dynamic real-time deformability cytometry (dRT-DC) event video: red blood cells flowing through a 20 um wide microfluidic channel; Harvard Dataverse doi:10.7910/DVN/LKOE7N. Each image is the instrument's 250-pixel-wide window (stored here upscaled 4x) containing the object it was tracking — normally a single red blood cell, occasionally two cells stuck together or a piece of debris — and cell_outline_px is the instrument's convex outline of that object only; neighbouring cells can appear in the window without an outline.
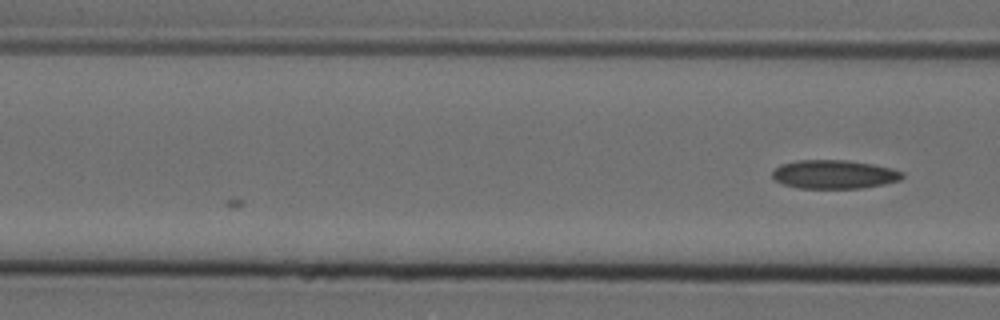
{"species": "Egyptian fruit bat (a non-hibernating species)", "species_latin": "Rousettus aegyptiacus", "temperature_condition": "cold", "stored_images_in_passage": 4, "camera_frame_rate_fps": 3000, "um_per_image_px": 0.085, "animal": {"sex": "female"}, "frame": {"image": 1, "passage_image": 4, "time_ms": 1.0, "image_size_px": [1000, 320], "cell_outline_px": [[904, 176], [900, 180], [884, 184], [860, 188], [796, 188], [784, 184], [776, 180], [772, 176], [772, 172], [780, 164], [800, 160], [848, 160], [872, 164], [892, 168], [904, 172]], "centroid_in_image_um": [70.92, 14.82], "position_along_channel_um": 95.7, "area_um2": 21.73}}